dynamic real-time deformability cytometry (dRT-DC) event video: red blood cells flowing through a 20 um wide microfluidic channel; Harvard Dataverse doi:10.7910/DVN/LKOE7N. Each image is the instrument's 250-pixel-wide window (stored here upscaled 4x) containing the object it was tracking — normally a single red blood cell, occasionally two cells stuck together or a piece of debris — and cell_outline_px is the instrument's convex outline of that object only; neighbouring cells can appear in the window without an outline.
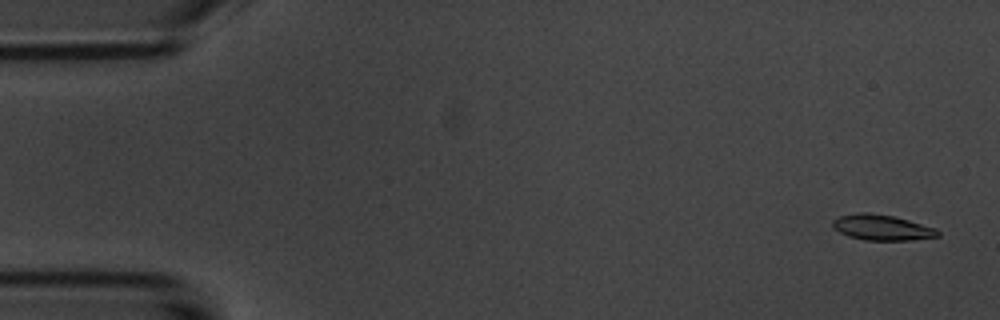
{"species": "common noctule bat (a hibernating species)", "species_latin": "Nyctalus noctula", "temperature_condition": "room temperature", "stored_images_in_passage": 6, "camera_frame_rate_fps": 3000, "um_per_image_px": 0.085, "animal": {"sex": "male", "body_mass_g": 20.1, "forearm_length_mm": 53.5}, "frame": {"image": 1, "passage_image": 1, "time_ms": 0.0, "image_size_px": [1000, 320], "cell_outline_px": [[940, 236], [912, 240], [864, 240], [848, 236], [832, 228], [832, 220], [840, 216], [860, 212], [868, 212], [892, 216], [908, 220], [936, 228], [940, 232]], "centroid_in_image_um": [74.95, 19.34], "position_along_channel_um": 10.0, "area_um2": 15.66}}
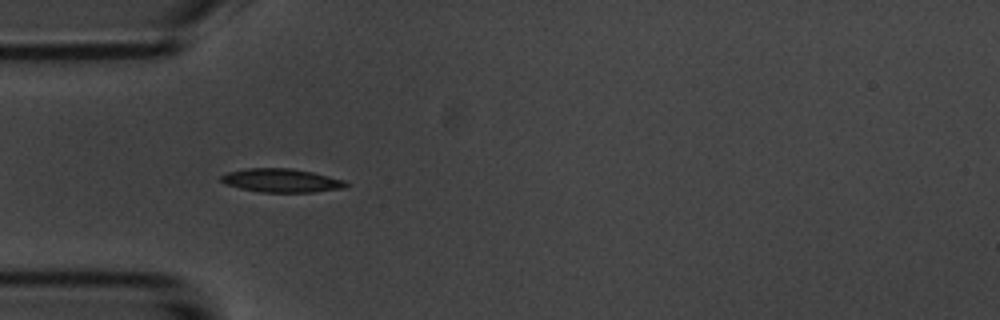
{"frame": {"image": 2, "passage_image": 5, "time_ms": 4.667, "image_size_px": [1000, 320], "cell_outline_px": [[348, 184], [344, 188], [312, 192], [260, 192], [240, 188], [224, 184], [220, 180], [220, 176], [228, 172], [248, 168], [292, 168], [312, 172], [344, 180]], "centroid_in_image_um": [23.89, 15.34], "position_along_channel_um": 61.1, "area_um2": 17.11}}